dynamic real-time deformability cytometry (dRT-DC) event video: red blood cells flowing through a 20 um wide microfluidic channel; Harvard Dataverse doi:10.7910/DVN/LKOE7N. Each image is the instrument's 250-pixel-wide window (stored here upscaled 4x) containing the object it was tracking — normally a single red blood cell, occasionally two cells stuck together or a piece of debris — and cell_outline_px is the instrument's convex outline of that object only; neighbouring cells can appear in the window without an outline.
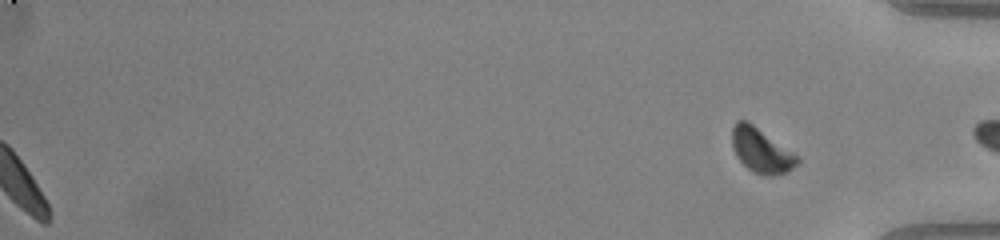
{"species": "common noctule bat (a hibernating species)", "species_latin": "Nyctalus noctula", "temperature_condition": "warm", "stored_images_in_passage": 41, "segment_of_instrument_passage": [2, 2], "camera_frame_rate_fps": 3000, "um_per_image_px": 0.085, "animal": {"sex": "male", "body_mass_g": 20.0, "forearm_length_mm": 53.3}, "frame": {"image": 1, "passage_image": 41, "time_ms": 13.333, "image_size_px": [1000, 240], "cell_outline_px": [[800, 160], [792, 168], [784, 172], [772, 176], [764, 176], [752, 172], [736, 156], [732, 144], [732, 128], [736, 120], [748, 120], [800, 156]], "centroid_in_image_um": [64.71, 12.77], "position_along_channel_um": 370.5, "area_um2": 17.11}}